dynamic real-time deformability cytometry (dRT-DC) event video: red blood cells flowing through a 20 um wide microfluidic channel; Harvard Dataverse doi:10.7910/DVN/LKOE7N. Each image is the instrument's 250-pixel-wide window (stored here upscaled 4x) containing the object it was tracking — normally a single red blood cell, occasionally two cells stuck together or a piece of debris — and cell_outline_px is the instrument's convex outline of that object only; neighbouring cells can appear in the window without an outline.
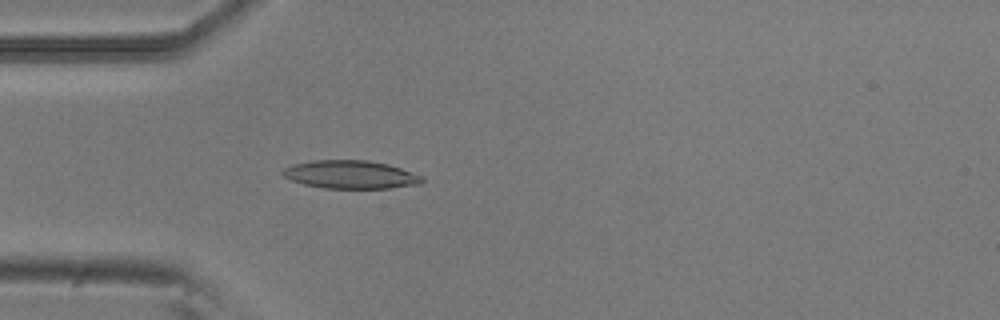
{"species": "common noctule bat (a hibernating species)", "species_latin": "Nyctalus noctula", "temperature_condition": "room temperature", "stored_images_in_passage": 53, "camera_frame_rate_fps": 3000, "um_per_image_px": 0.085, "animal": {"sex": "male", "body_mass_g": 20.5, "forearm_length_mm": 52.5}, "frame": {"image": 1, "passage_image": 15, "time_ms": 4.667, "image_size_px": [1000, 320], "cell_outline_px": [[424, 180], [420, 184], [388, 188], [324, 188], [304, 184], [292, 180], [284, 176], [280, 172], [284, 168], [292, 164], [312, 160], [368, 160], [388, 164], [424, 176]], "centroid_in_image_um": [29.8, 14.83], "position_along_channel_um": 55.2, "area_um2": 22.89}}
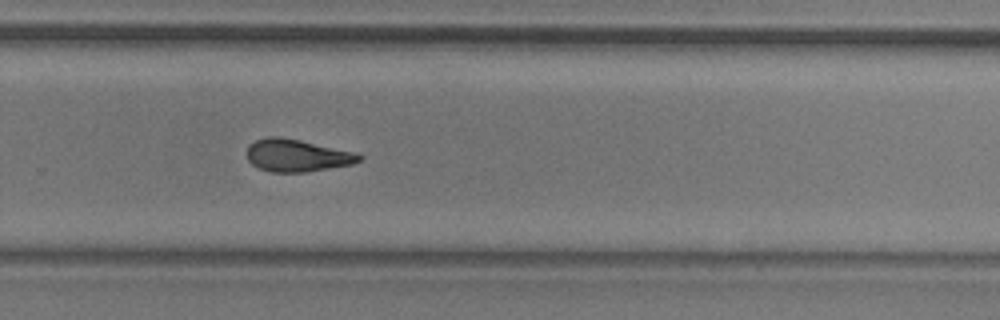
{"frame": {"image": 2, "passage_image": 35, "time_ms": 11.333, "image_size_px": [1000, 320], "cell_outline_px": [[364, 156], [360, 160], [352, 164], [304, 172], [272, 172], [260, 168], [252, 164], [248, 160], [248, 144], [256, 140], [268, 136], [280, 136], [300, 140], [356, 152]], "centroid_in_image_um": [25.25, 13.2], "position_along_channel_um": 304.6, "area_um2": 21.1}}
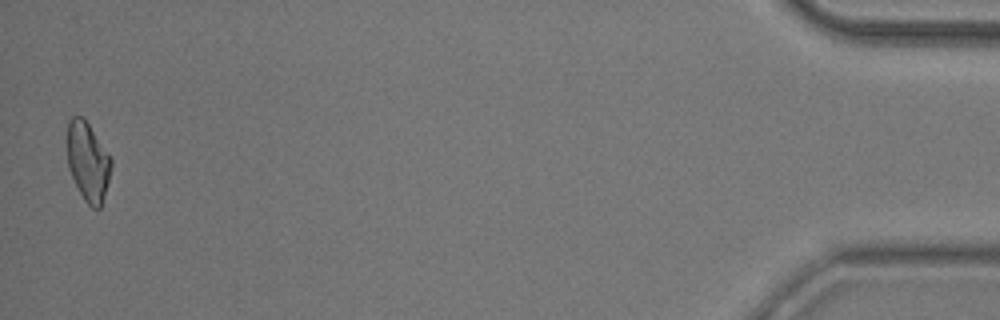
{"frame": {"image": 3, "passage_image": 52, "time_ms": 17.0, "image_size_px": [1000, 320], "cell_outline_px": [[112, 164], [104, 196], [100, 208], [92, 208], [84, 200], [68, 168], [68, 120], [72, 116], [84, 116], [112, 156]], "centroid_in_image_um": [7.49, 13.68], "position_along_channel_um": 427.7, "area_um2": 20.35}, "authors_computed_cell_mechanics": {"area_um2": 21.5594, "velocity_mm_per_s": 3.8074, "shape_relaxation_time_tau1_ms": 4.8852, "shape_relaxation_time_tau2_ms": 3.396, "deformation_change_tau1": 0.1737, "deformation_change_tau2": 0.1171}}